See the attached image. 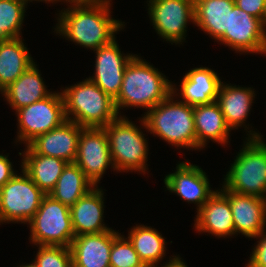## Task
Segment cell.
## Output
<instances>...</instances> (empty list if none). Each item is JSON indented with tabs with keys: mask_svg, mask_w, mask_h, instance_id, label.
<instances>
[{
	"mask_svg": "<svg viewBox=\"0 0 266 267\" xmlns=\"http://www.w3.org/2000/svg\"><path fill=\"white\" fill-rule=\"evenodd\" d=\"M217 42L235 53L266 55V28L260 19L234 5L229 10L228 29Z\"/></svg>",
	"mask_w": 266,
	"mask_h": 267,
	"instance_id": "8fae6325",
	"label": "cell"
},
{
	"mask_svg": "<svg viewBox=\"0 0 266 267\" xmlns=\"http://www.w3.org/2000/svg\"><path fill=\"white\" fill-rule=\"evenodd\" d=\"M128 239L132 243L140 260L146 267L158 266L166 256L165 237L155 228L142 224H136L128 230Z\"/></svg>",
	"mask_w": 266,
	"mask_h": 267,
	"instance_id": "4316f807",
	"label": "cell"
},
{
	"mask_svg": "<svg viewBox=\"0 0 266 267\" xmlns=\"http://www.w3.org/2000/svg\"><path fill=\"white\" fill-rule=\"evenodd\" d=\"M234 0H194V24L217 41L228 29Z\"/></svg>",
	"mask_w": 266,
	"mask_h": 267,
	"instance_id": "484cf974",
	"label": "cell"
},
{
	"mask_svg": "<svg viewBox=\"0 0 266 267\" xmlns=\"http://www.w3.org/2000/svg\"><path fill=\"white\" fill-rule=\"evenodd\" d=\"M197 150L207 146L211 140L221 144H228L231 129L227 126L219 104L215 101L211 104L193 106Z\"/></svg>",
	"mask_w": 266,
	"mask_h": 267,
	"instance_id": "7402d4cb",
	"label": "cell"
},
{
	"mask_svg": "<svg viewBox=\"0 0 266 267\" xmlns=\"http://www.w3.org/2000/svg\"><path fill=\"white\" fill-rule=\"evenodd\" d=\"M142 117L146 132L177 149L197 150L193 106L179 101L173 93Z\"/></svg>",
	"mask_w": 266,
	"mask_h": 267,
	"instance_id": "3957f363",
	"label": "cell"
},
{
	"mask_svg": "<svg viewBox=\"0 0 266 267\" xmlns=\"http://www.w3.org/2000/svg\"><path fill=\"white\" fill-rule=\"evenodd\" d=\"M220 191L228 198L233 217L235 235L257 237L266 228V203L264 198L226 190Z\"/></svg>",
	"mask_w": 266,
	"mask_h": 267,
	"instance_id": "2e32d148",
	"label": "cell"
},
{
	"mask_svg": "<svg viewBox=\"0 0 266 267\" xmlns=\"http://www.w3.org/2000/svg\"><path fill=\"white\" fill-rule=\"evenodd\" d=\"M161 267H188V266L186 265L182 257L176 254V256L175 255H173L172 257L170 256L168 262L166 261L165 264L163 263Z\"/></svg>",
	"mask_w": 266,
	"mask_h": 267,
	"instance_id": "e575fe53",
	"label": "cell"
},
{
	"mask_svg": "<svg viewBox=\"0 0 266 267\" xmlns=\"http://www.w3.org/2000/svg\"><path fill=\"white\" fill-rule=\"evenodd\" d=\"M17 267H36L32 262L28 263H22L21 265H18Z\"/></svg>",
	"mask_w": 266,
	"mask_h": 267,
	"instance_id": "8d00e7d4",
	"label": "cell"
},
{
	"mask_svg": "<svg viewBox=\"0 0 266 267\" xmlns=\"http://www.w3.org/2000/svg\"><path fill=\"white\" fill-rule=\"evenodd\" d=\"M139 122L142 127L136 126L126 116H119L104 127L116 173L120 171L148 174V140L141 130L147 126L143 117Z\"/></svg>",
	"mask_w": 266,
	"mask_h": 267,
	"instance_id": "5b68a950",
	"label": "cell"
},
{
	"mask_svg": "<svg viewBox=\"0 0 266 267\" xmlns=\"http://www.w3.org/2000/svg\"><path fill=\"white\" fill-rule=\"evenodd\" d=\"M172 93V83L155 66L137 54L127 64L118 96L114 99L119 116L120 110L142 108L147 113Z\"/></svg>",
	"mask_w": 266,
	"mask_h": 267,
	"instance_id": "7a4b0ae2",
	"label": "cell"
},
{
	"mask_svg": "<svg viewBox=\"0 0 266 267\" xmlns=\"http://www.w3.org/2000/svg\"><path fill=\"white\" fill-rule=\"evenodd\" d=\"M94 187L75 163H68L49 195L62 204L71 207Z\"/></svg>",
	"mask_w": 266,
	"mask_h": 267,
	"instance_id": "83f0119b",
	"label": "cell"
},
{
	"mask_svg": "<svg viewBox=\"0 0 266 267\" xmlns=\"http://www.w3.org/2000/svg\"><path fill=\"white\" fill-rule=\"evenodd\" d=\"M236 6L260 19L265 25L266 0H234Z\"/></svg>",
	"mask_w": 266,
	"mask_h": 267,
	"instance_id": "d6a6232c",
	"label": "cell"
},
{
	"mask_svg": "<svg viewBox=\"0 0 266 267\" xmlns=\"http://www.w3.org/2000/svg\"><path fill=\"white\" fill-rule=\"evenodd\" d=\"M67 120L83 128H104L119 117L114 99L89 78L61 89Z\"/></svg>",
	"mask_w": 266,
	"mask_h": 267,
	"instance_id": "277c9868",
	"label": "cell"
},
{
	"mask_svg": "<svg viewBox=\"0 0 266 267\" xmlns=\"http://www.w3.org/2000/svg\"><path fill=\"white\" fill-rule=\"evenodd\" d=\"M8 155L9 153L7 155L0 154V188L17 173V171H14V165Z\"/></svg>",
	"mask_w": 266,
	"mask_h": 267,
	"instance_id": "836d02e7",
	"label": "cell"
},
{
	"mask_svg": "<svg viewBox=\"0 0 266 267\" xmlns=\"http://www.w3.org/2000/svg\"><path fill=\"white\" fill-rule=\"evenodd\" d=\"M207 173L186 160L176 164L173 173L165 175L164 184L170 193H175L184 201L196 204L198 212L208 199L216 192L210 187Z\"/></svg>",
	"mask_w": 266,
	"mask_h": 267,
	"instance_id": "4fadbf2b",
	"label": "cell"
},
{
	"mask_svg": "<svg viewBox=\"0 0 266 267\" xmlns=\"http://www.w3.org/2000/svg\"><path fill=\"white\" fill-rule=\"evenodd\" d=\"M15 113L18 122L15 142L23 143L24 146L67 120L61 91H54L48 97L20 108Z\"/></svg>",
	"mask_w": 266,
	"mask_h": 267,
	"instance_id": "9c48e42d",
	"label": "cell"
},
{
	"mask_svg": "<svg viewBox=\"0 0 266 267\" xmlns=\"http://www.w3.org/2000/svg\"><path fill=\"white\" fill-rule=\"evenodd\" d=\"M84 128L71 120L39 135L28 146L37 154L57 157L74 163L77 156L78 141Z\"/></svg>",
	"mask_w": 266,
	"mask_h": 267,
	"instance_id": "ac0fdd59",
	"label": "cell"
},
{
	"mask_svg": "<svg viewBox=\"0 0 266 267\" xmlns=\"http://www.w3.org/2000/svg\"><path fill=\"white\" fill-rule=\"evenodd\" d=\"M38 251L32 263L36 267H73L69 247L37 245Z\"/></svg>",
	"mask_w": 266,
	"mask_h": 267,
	"instance_id": "4dcf8cb0",
	"label": "cell"
},
{
	"mask_svg": "<svg viewBox=\"0 0 266 267\" xmlns=\"http://www.w3.org/2000/svg\"><path fill=\"white\" fill-rule=\"evenodd\" d=\"M148 15L155 32L167 42H185L187 25L194 24V0H147Z\"/></svg>",
	"mask_w": 266,
	"mask_h": 267,
	"instance_id": "30bf717a",
	"label": "cell"
},
{
	"mask_svg": "<svg viewBox=\"0 0 266 267\" xmlns=\"http://www.w3.org/2000/svg\"><path fill=\"white\" fill-rule=\"evenodd\" d=\"M95 53V70L89 79L104 93L115 99L121 89L125 68L136 54L122 53L116 38L109 44L94 50Z\"/></svg>",
	"mask_w": 266,
	"mask_h": 267,
	"instance_id": "5bb4252c",
	"label": "cell"
},
{
	"mask_svg": "<svg viewBox=\"0 0 266 267\" xmlns=\"http://www.w3.org/2000/svg\"><path fill=\"white\" fill-rule=\"evenodd\" d=\"M225 83L221 82L220 84L216 102L221 108L227 126L231 131L245 126L244 130H246L248 135L245 139L263 138L264 135H261L258 131L249 130V124L245 125L253 106L252 103H254L255 96H257L254 88L241 87L239 85L233 86L231 83Z\"/></svg>",
	"mask_w": 266,
	"mask_h": 267,
	"instance_id": "9a60e30c",
	"label": "cell"
},
{
	"mask_svg": "<svg viewBox=\"0 0 266 267\" xmlns=\"http://www.w3.org/2000/svg\"><path fill=\"white\" fill-rule=\"evenodd\" d=\"M231 163L222 186L249 196H266V142L263 138L245 139Z\"/></svg>",
	"mask_w": 266,
	"mask_h": 267,
	"instance_id": "8992f818",
	"label": "cell"
},
{
	"mask_svg": "<svg viewBox=\"0 0 266 267\" xmlns=\"http://www.w3.org/2000/svg\"><path fill=\"white\" fill-rule=\"evenodd\" d=\"M118 234L111 229L75 236L69 247L73 267H110V251Z\"/></svg>",
	"mask_w": 266,
	"mask_h": 267,
	"instance_id": "d6986e66",
	"label": "cell"
},
{
	"mask_svg": "<svg viewBox=\"0 0 266 267\" xmlns=\"http://www.w3.org/2000/svg\"><path fill=\"white\" fill-rule=\"evenodd\" d=\"M108 1H112V0H52V3L56 2L60 3V2H64V3H68V4H83V3H103V2H108Z\"/></svg>",
	"mask_w": 266,
	"mask_h": 267,
	"instance_id": "d590c367",
	"label": "cell"
},
{
	"mask_svg": "<svg viewBox=\"0 0 266 267\" xmlns=\"http://www.w3.org/2000/svg\"><path fill=\"white\" fill-rule=\"evenodd\" d=\"M27 1H29V2H33V1L44 2L45 1V3L48 2L47 4L52 3V0H27Z\"/></svg>",
	"mask_w": 266,
	"mask_h": 267,
	"instance_id": "74e56055",
	"label": "cell"
},
{
	"mask_svg": "<svg viewBox=\"0 0 266 267\" xmlns=\"http://www.w3.org/2000/svg\"><path fill=\"white\" fill-rule=\"evenodd\" d=\"M109 258L110 267H146L134 250L132 243L121 233L113 239Z\"/></svg>",
	"mask_w": 266,
	"mask_h": 267,
	"instance_id": "f546056e",
	"label": "cell"
},
{
	"mask_svg": "<svg viewBox=\"0 0 266 267\" xmlns=\"http://www.w3.org/2000/svg\"><path fill=\"white\" fill-rule=\"evenodd\" d=\"M194 228L219 238L235 235L232 212L228 198L218 189L197 212Z\"/></svg>",
	"mask_w": 266,
	"mask_h": 267,
	"instance_id": "ffe728a7",
	"label": "cell"
},
{
	"mask_svg": "<svg viewBox=\"0 0 266 267\" xmlns=\"http://www.w3.org/2000/svg\"><path fill=\"white\" fill-rule=\"evenodd\" d=\"M36 63L32 64L2 94L6 103L15 112L20 108L48 97L53 91L47 89Z\"/></svg>",
	"mask_w": 266,
	"mask_h": 267,
	"instance_id": "603a6c76",
	"label": "cell"
},
{
	"mask_svg": "<svg viewBox=\"0 0 266 267\" xmlns=\"http://www.w3.org/2000/svg\"><path fill=\"white\" fill-rule=\"evenodd\" d=\"M74 163L95 187L99 186L109 167L115 171L104 128H84L81 131Z\"/></svg>",
	"mask_w": 266,
	"mask_h": 267,
	"instance_id": "7c38bea8",
	"label": "cell"
},
{
	"mask_svg": "<svg viewBox=\"0 0 266 267\" xmlns=\"http://www.w3.org/2000/svg\"><path fill=\"white\" fill-rule=\"evenodd\" d=\"M180 80V88L172 83V93L191 106L211 104L217 100L218 90L222 80L218 73L208 67L190 69ZM180 89V90H178ZM178 91V92H177Z\"/></svg>",
	"mask_w": 266,
	"mask_h": 267,
	"instance_id": "e0dca14e",
	"label": "cell"
},
{
	"mask_svg": "<svg viewBox=\"0 0 266 267\" xmlns=\"http://www.w3.org/2000/svg\"><path fill=\"white\" fill-rule=\"evenodd\" d=\"M29 242L33 245L70 247L75 233L70 207L46 194L33 218L29 221Z\"/></svg>",
	"mask_w": 266,
	"mask_h": 267,
	"instance_id": "52a82bcc",
	"label": "cell"
},
{
	"mask_svg": "<svg viewBox=\"0 0 266 267\" xmlns=\"http://www.w3.org/2000/svg\"><path fill=\"white\" fill-rule=\"evenodd\" d=\"M19 155L22 157L20 168L45 194H49L55 188L58 178L68 164L57 157L37 154L28 145Z\"/></svg>",
	"mask_w": 266,
	"mask_h": 267,
	"instance_id": "cb8c5ba5",
	"label": "cell"
},
{
	"mask_svg": "<svg viewBox=\"0 0 266 267\" xmlns=\"http://www.w3.org/2000/svg\"><path fill=\"white\" fill-rule=\"evenodd\" d=\"M104 194L102 187H94L70 207L75 236L112 229L104 223Z\"/></svg>",
	"mask_w": 266,
	"mask_h": 267,
	"instance_id": "44dd1931",
	"label": "cell"
},
{
	"mask_svg": "<svg viewBox=\"0 0 266 267\" xmlns=\"http://www.w3.org/2000/svg\"><path fill=\"white\" fill-rule=\"evenodd\" d=\"M27 0H0V40L23 37Z\"/></svg>",
	"mask_w": 266,
	"mask_h": 267,
	"instance_id": "f1b7e54d",
	"label": "cell"
},
{
	"mask_svg": "<svg viewBox=\"0 0 266 267\" xmlns=\"http://www.w3.org/2000/svg\"><path fill=\"white\" fill-rule=\"evenodd\" d=\"M111 2L68 4L59 11L53 32L92 51L109 44L125 27L124 21L112 18Z\"/></svg>",
	"mask_w": 266,
	"mask_h": 267,
	"instance_id": "6da1fadb",
	"label": "cell"
},
{
	"mask_svg": "<svg viewBox=\"0 0 266 267\" xmlns=\"http://www.w3.org/2000/svg\"><path fill=\"white\" fill-rule=\"evenodd\" d=\"M0 188L1 223L28 224L46 195L21 168Z\"/></svg>",
	"mask_w": 266,
	"mask_h": 267,
	"instance_id": "ba28073f",
	"label": "cell"
},
{
	"mask_svg": "<svg viewBox=\"0 0 266 267\" xmlns=\"http://www.w3.org/2000/svg\"><path fill=\"white\" fill-rule=\"evenodd\" d=\"M256 245L252 247V253L246 267H266V228L255 237Z\"/></svg>",
	"mask_w": 266,
	"mask_h": 267,
	"instance_id": "1f68e13d",
	"label": "cell"
},
{
	"mask_svg": "<svg viewBox=\"0 0 266 267\" xmlns=\"http://www.w3.org/2000/svg\"><path fill=\"white\" fill-rule=\"evenodd\" d=\"M22 39L0 40V93L35 63Z\"/></svg>",
	"mask_w": 266,
	"mask_h": 267,
	"instance_id": "d4e9b609",
	"label": "cell"
}]
</instances>
